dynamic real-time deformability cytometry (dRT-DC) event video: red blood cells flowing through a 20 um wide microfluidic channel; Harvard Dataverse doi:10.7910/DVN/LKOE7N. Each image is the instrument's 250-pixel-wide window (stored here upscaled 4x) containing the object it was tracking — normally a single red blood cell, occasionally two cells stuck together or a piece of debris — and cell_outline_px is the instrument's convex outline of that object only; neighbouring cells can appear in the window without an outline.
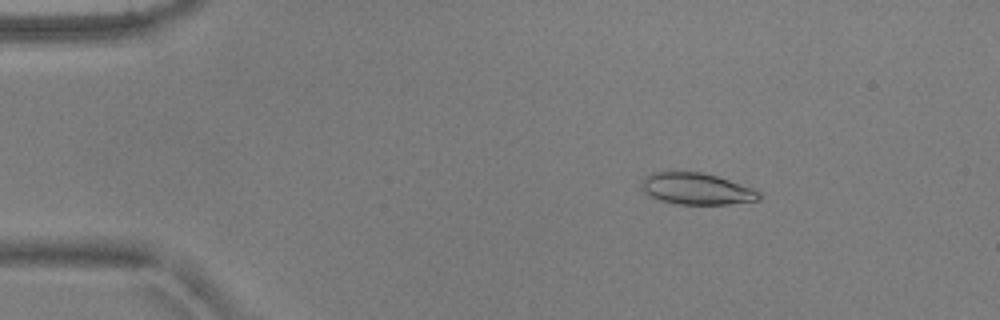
{"species": "common noctule bat (a hibernating species)", "species_latin": "Nyctalus noctula", "temperature_condition": "warm", "stored_images_in_passage": 5, "camera_frame_rate_fps": 3000, "um_per_image_px": 0.085, "animal": {"sex": "male", "body_mass_g": 17.9, "forearm_length_mm": 54.2}, "frame": {"image": 1, "passage_image": 2, "time_ms": 0.333, "image_size_px": [1000, 320], "cell_outline_px": [[760, 200], [728, 204], [676, 204], [660, 200], [648, 196], [644, 192], [644, 176], [652, 172], [700, 172], [716, 176], [752, 188], [760, 192]], "centroid_in_image_um": [59.21, 16.06], "position_along_channel_um": 25.8, "area_um2": 21.33}}
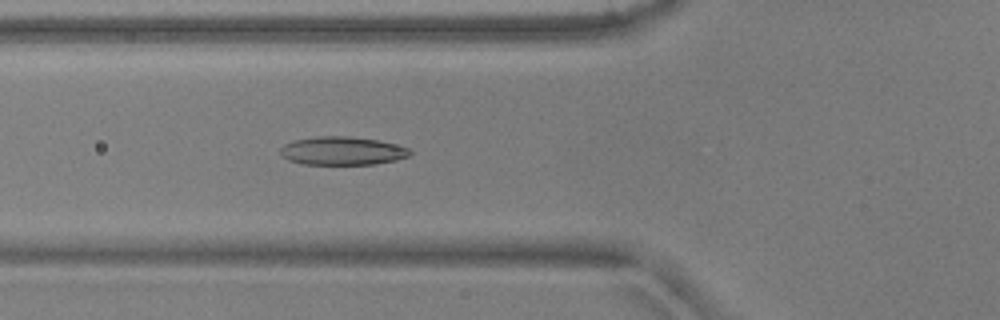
{"frame": {"image": 2, "passage_image": 5, "time_ms": 1.333, "image_size_px": [1000, 320], "cell_outline_px": [[412, 152], [408, 156], [396, 160], [376, 164], [304, 164], [288, 160], [280, 156], [280, 148], [284, 144], [292, 140], [316, 136], [348, 136], [380, 140], [408, 148]], "centroid_in_image_um": [29.05, 12.81], "position_along_channel_um": 96.7, "area_um2": 21.56}}